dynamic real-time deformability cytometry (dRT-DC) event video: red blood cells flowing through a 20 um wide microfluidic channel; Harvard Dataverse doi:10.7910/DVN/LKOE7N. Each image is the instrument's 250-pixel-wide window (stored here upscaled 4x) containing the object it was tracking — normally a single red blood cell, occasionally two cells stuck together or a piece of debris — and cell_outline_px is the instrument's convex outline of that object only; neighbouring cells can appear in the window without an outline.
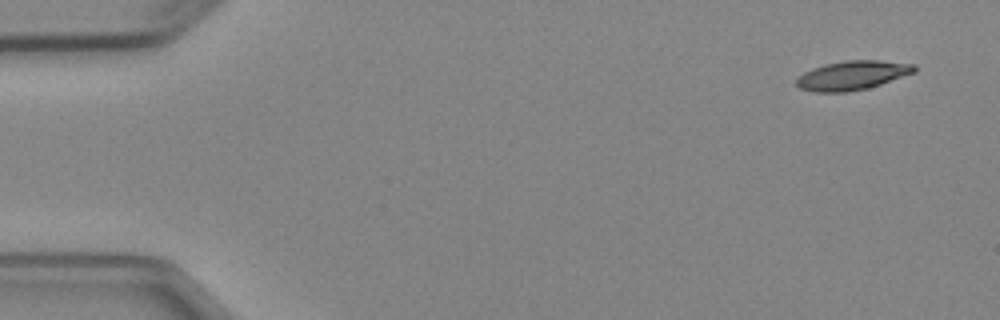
{"species": "Egyptian fruit bat (a non-hibernating species)", "species_latin": "Rousettus aegyptiacus", "temperature_condition": "cold", "stored_images_in_passage": 4, "camera_frame_rate_fps": 3000, "um_per_image_px": 0.085, "animal": {"sex": "female"}, "frame": {"image": 1, "passage_image": 1, "time_ms": 0.0, "image_size_px": [1000, 320], "cell_outline_px": [[916, 72], [868, 88], [844, 92], [812, 92], [800, 88], [796, 84], [796, 80], [804, 72], [812, 68], [824, 64], [844, 60], [880, 60], [916, 64]], "centroid_in_image_um": [72.46, 6.39], "position_along_channel_um": 12.5, "area_um2": 20.06}}
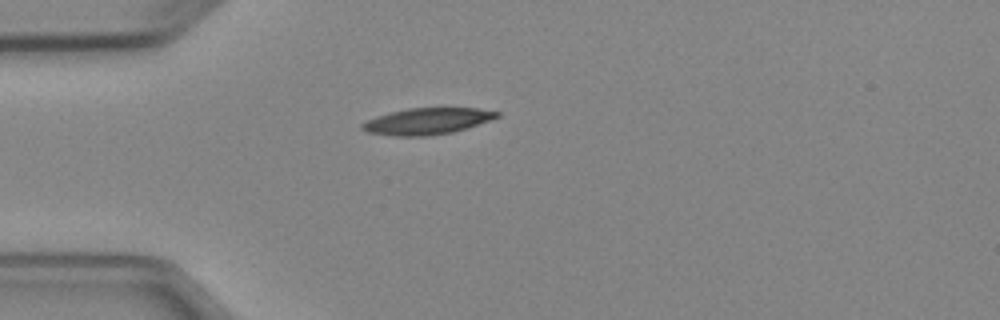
{"frame": {"image": 2, "passage_image": 4, "time_ms": 3.667, "image_size_px": [1000, 320], "cell_outline_px": [[500, 116], [452, 132], [424, 136], [396, 136], [368, 132], [360, 128], [360, 124], [376, 116], [388, 112], [408, 108], [476, 108], [500, 112]], "centroid_in_image_um": [36.25, 10.29], "position_along_channel_um": 48.8, "area_um2": 20.46}}